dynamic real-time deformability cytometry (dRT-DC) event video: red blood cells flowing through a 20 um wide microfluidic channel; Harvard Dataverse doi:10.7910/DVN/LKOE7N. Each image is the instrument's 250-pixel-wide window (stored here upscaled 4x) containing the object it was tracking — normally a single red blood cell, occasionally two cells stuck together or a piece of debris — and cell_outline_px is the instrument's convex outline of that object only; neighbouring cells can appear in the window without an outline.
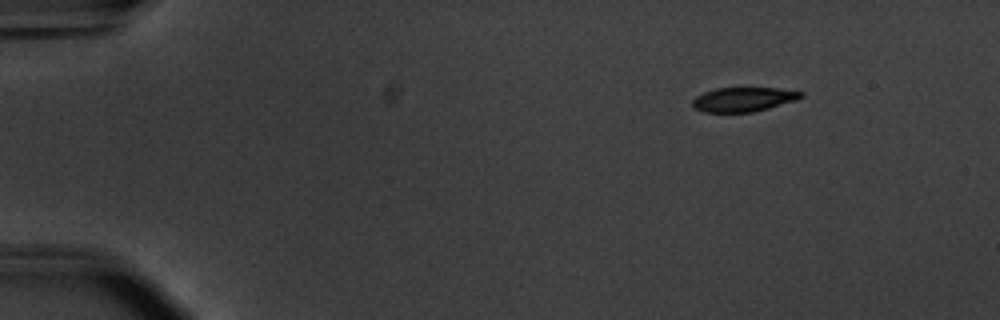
{"species": "common noctule bat (a hibernating species)", "species_latin": "Nyctalus noctula", "temperature_condition": "warm", "stored_images_in_passage": 48, "camera_frame_rate_fps": 3000, "um_per_image_px": 0.085, "animal": {"sex": "male", "body_mass_g": 20.1, "forearm_length_mm": 53.5}, "frame": {"image": 1, "passage_image": 1, "time_ms": 0.0, "image_size_px": [1000, 320], "cell_outline_px": [[804, 96], [796, 100], [768, 108], [752, 112], [704, 112], [692, 108], [692, 100], [696, 96], [704, 92], [716, 88], [776, 88], [804, 92]], "centroid_in_image_um": [63.17, 8.45], "position_along_channel_um": 21.8, "area_um2": 15.37}}
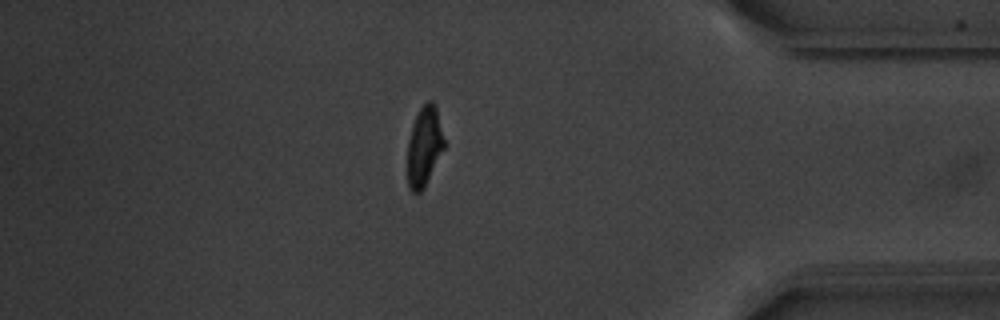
{"frame": {"image": 2, "passage_image": 41, "time_ms": 13.333, "image_size_px": [1000, 320], "cell_outline_px": [[444, 148], [424, 188], [420, 192], [412, 192], [408, 188], [408, 140], [412, 124], [420, 108], [428, 100], [432, 100], [436, 104], [444, 140]], "centroid_in_image_um": [36.06, 12.42], "position_along_channel_um": 399.1, "area_um2": 16.94}}
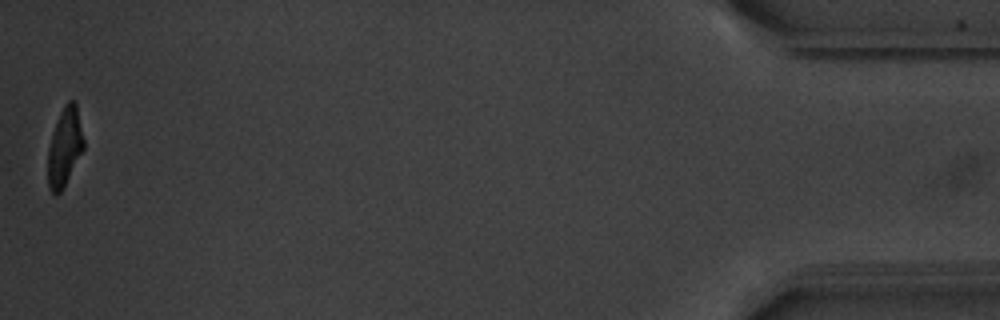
{"frame": {"image": 3, "passage_image": 48, "time_ms": 15.667, "image_size_px": [1000, 320], "cell_outline_px": [[84, 148], [64, 188], [60, 192], [52, 192], [48, 188], [48, 148], [56, 120], [64, 104], [68, 100], [76, 100], [84, 140]], "centroid_in_image_um": [5.5, 12.46], "position_along_channel_um": 429.7, "area_um2": 16.47}, "authors_computed_cell_mechanics": {"area_um2": 17.7446, "velocity_mm_per_s": 3.775, "shape_relaxation_time_tau1_ms": 2.8569, "shape_relaxation_time_tau2_ms": 1.8506, "deformation_change_tau1": 0.166, "deformation_change_tau2": 0.0627}}